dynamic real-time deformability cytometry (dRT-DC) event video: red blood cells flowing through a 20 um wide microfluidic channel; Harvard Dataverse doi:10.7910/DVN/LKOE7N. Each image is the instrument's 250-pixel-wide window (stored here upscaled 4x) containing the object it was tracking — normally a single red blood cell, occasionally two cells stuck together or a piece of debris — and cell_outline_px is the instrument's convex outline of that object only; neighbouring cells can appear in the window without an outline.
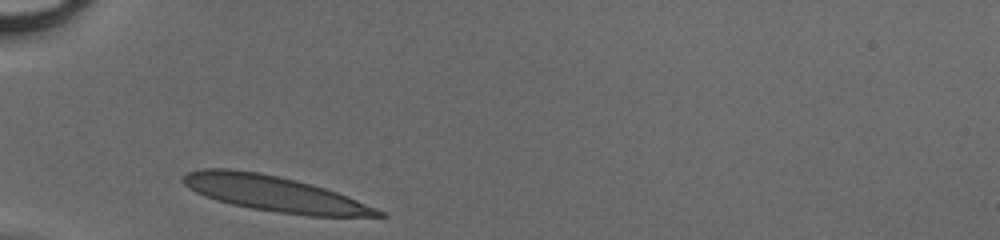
{"species": "human", "species_latin": "Homo sapiens", "temperature_condition": "cold", "stored_images_in_passage": 25, "camera_frame_rate_fps": 3000, "um_per_image_px": 0.085, "donor": {"sex": "male"}, "frame": {"image": 1, "passage_image": 1, "time_ms": 0.0, "image_size_px": [1000, 240], "cell_outline_px": [[388, 216], [308, 216], [276, 212], [252, 208], [232, 204], [216, 200], [204, 196], [196, 192], [184, 184], [180, 180], [188, 172], [204, 168], [232, 168], [280, 176], [312, 184], [348, 196], [376, 208], [384, 212]], "centroid_in_image_um": [23.3, 16.46], "position_along_channel_um": 61.7, "area_um2": 40.11}}
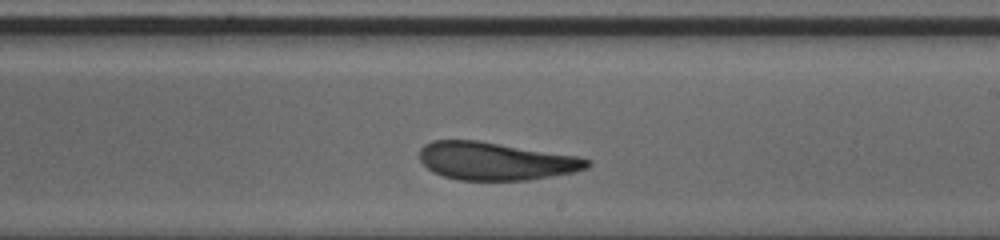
{"frame": {"image": 2, "passage_image": 15, "time_ms": 4.667, "image_size_px": [1000, 240], "cell_outline_px": [[592, 164], [588, 168], [572, 172], [528, 180], [460, 180], [444, 176], [432, 172], [420, 160], [420, 148], [424, 144], [432, 140], [476, 140], [576, 156], [592, 160]], "centroid_in_image_um": [42.11, 13.69], "position_along_channel_um": 246.9, "area_um2": 36.76}}
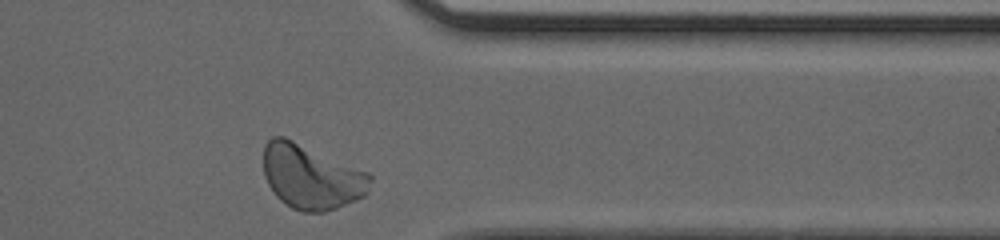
{"frame": {"image": 3, "passage_image": 25, "time_ms": 8.0, "image_size_px": [1000, 240], "cell_outline_px": [[372, 180], [364, 196], [356, 200], [336, 208], [324, 212], [304, 212], [292, 208], [280, 200], [276, 196], [268, 184], [264, 176], [264, 144], [272, 136], [284, 136], [368, 172], [372, 176]], "centroid_in_image_um": [26.44, 15.03], "position_along_channel_um": 385.0, "area_um2": 40.06}}